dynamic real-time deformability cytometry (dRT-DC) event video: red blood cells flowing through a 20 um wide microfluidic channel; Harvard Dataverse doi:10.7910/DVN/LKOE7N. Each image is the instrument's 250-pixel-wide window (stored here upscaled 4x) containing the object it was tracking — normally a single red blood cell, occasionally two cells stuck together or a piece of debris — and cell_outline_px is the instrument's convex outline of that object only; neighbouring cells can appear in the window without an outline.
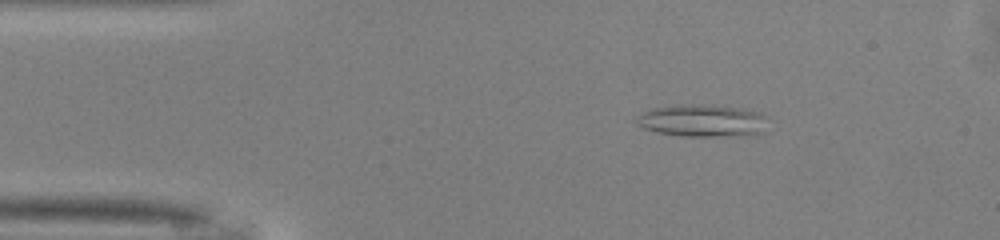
{"species": "common noctule bat (a hibernating species)", "species_latin": "Nyctalus noctula", "temperature_condition": "warm", "stored_images_in_passage": 47, "camera_frame_rate_fps": 3000, "um_per_image_px": 0.085, "animal": {"sex": "male", "body_mass_g": 13.0, "forearm_length_mm": 53.1}, "frame": {"image": 1, "passage_image": 6, "time_ms": 1.667, "image_size_px": [1000, 240], "cell_outline_px": [[764, 116], [760, 132], [748, 136], [680, 136], [660, 132], [644, 128], [636, 120], [636, 116], [652, 108], [672, 104], [712, 104], [740, 108], [760, 112]], "centroid_in_image_um": [59.65, 10.23], "position_along_channel_um": 25.3, "area_um2": 24.62}}
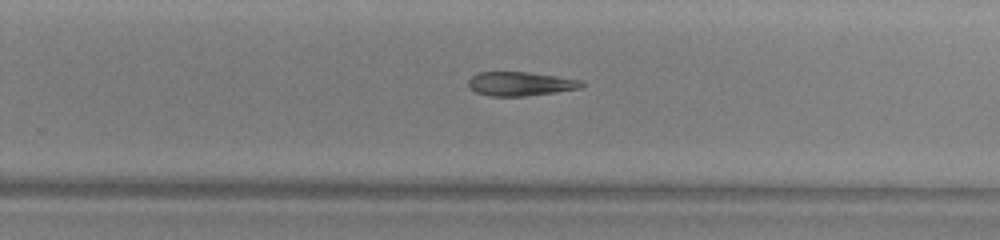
{"frame": {"image": 2, "passage_image": 29, "time_ms": 9.333, "image_size_px": [1000, 240], "cell_outline_px": [[584, 84], [580, 88], [556, 92], [524, 96], [492, 96], [476, 92], [468, 84], [468, 80], [476, 72], [528, 72], [556, 76], [580, 80]], "centroid_in_image_um": [44.21, 7.12], "position_along_channel_um": 285.6, "area_um2": 15.66}}
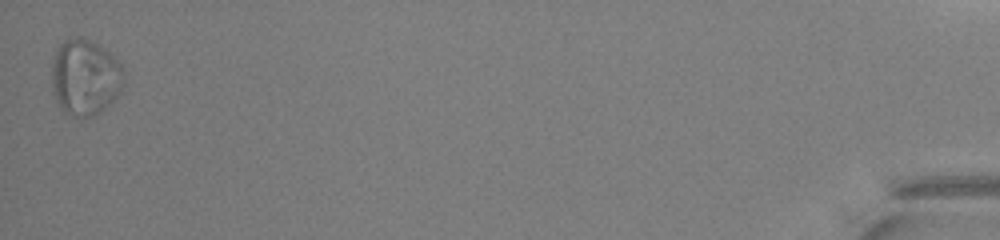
{"frame": {"image": 3, "passage_image": 47, "time_ms": 15.333, "image_size_px": [1000, 240], "cell_outline_px": [[124, 80], [120, 92], [100, 112], [92, 116], [68, 116], [60, 108], [52, 92], [52, 64], [56, 52], [60, 44], [64, 40], [84, 36], [108, 52], [124, 68]], "centroid_in_image_um": [7.22, 6.58], "position_along_channel_um": 428.0, "area_um2": 31.85}, "authors_computed_cell_mechanics": {"area_um2": 19.0162, "velocity_mm_per_s": 4.1049, "shape_relaxation_time_tau1_ms": 4.4913, "shape_relaxation_time_tau2_ms": null, "deformation_change_tau1": 0.1214, "deformation_change_tau2": null}}